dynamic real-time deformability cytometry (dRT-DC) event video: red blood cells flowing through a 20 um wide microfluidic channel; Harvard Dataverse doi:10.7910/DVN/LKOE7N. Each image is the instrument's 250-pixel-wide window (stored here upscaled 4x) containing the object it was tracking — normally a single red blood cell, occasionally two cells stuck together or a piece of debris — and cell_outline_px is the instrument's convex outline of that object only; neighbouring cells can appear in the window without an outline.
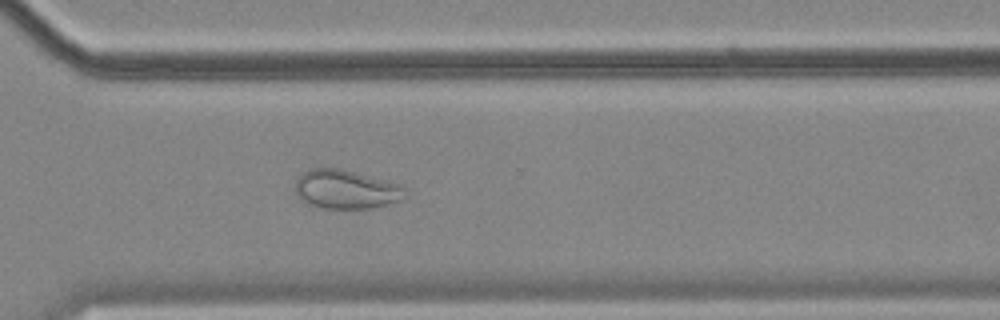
{"species": "common noctule bat (a hibernating species)", "species_latin": "Nyctalus noctula", "temperature_condition": "cold", "stored_images_in_passage": 57, "camera_frame_rate_fps": 3000, "um_per_image_px": 0.085, "animal": {"sex": "female", "body_mass_g": 18.4}, "frame": {"image": 1, "passage_image": 41, "time_ms": 13.333, "image_size_px": [1000, 320], "cell_outline_px": [[404, 200], [368, 208], [324, 208], [300, 200], [296, 192], [296, 180], [304, 172], [312, 168], [340, 168], [400, 184], [404, 188]], "centroid_in_image_um": [29.41, 16.09], "position_along_channel_um": 341.2, "area_um2": 24.57}, "authors_computed_cell_mechanics": {"area_um2": 29.3624, "velocity_mm_per_s": 3.5805, "shape_relaxation_time_tau1_ms": null, "shape_relaxation_time_tau2_ms": 1.9142, "deformation_change_tau1": null, "deformation_change_tau2": 0.0673}}